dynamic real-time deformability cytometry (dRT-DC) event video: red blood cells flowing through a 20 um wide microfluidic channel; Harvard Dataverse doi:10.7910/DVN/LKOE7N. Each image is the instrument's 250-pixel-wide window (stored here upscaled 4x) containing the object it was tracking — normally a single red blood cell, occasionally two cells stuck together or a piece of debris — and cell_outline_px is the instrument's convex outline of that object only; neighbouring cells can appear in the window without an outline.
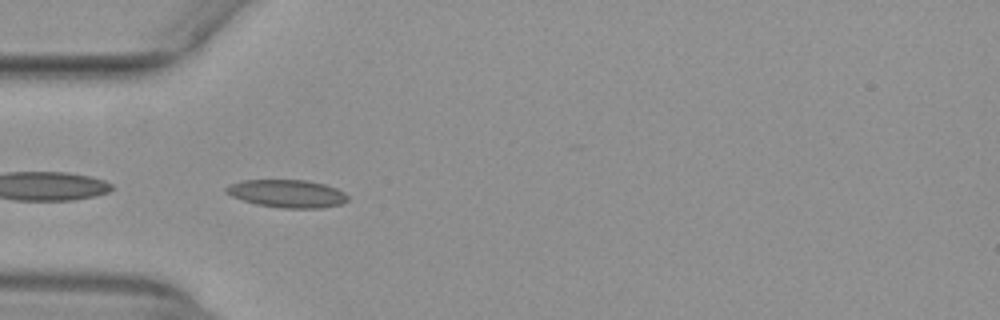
{"species": "common noctule bat (a hibernating species)", "species_latin": "Nyctalus noctula", "temperature_condition": "warm", "stored_images_in_passage": 37, "camera_frame_rate_fps": 3000, "um_per_image_px": 0.085, "animal": {"sex": "female", "body_mass_g": 29.2, "forearm_length_mm": 56.3}, "frame": {"image": 1, "passage_image": 1, "time_ms": 0.0, "image_size_px": [1000, 320], "cell_outline_px": [[348, 200], [344, 204], [320, 208], [284, 208], [256, 204], [232, 196], [224, 192], [224, 188], [240, 180], [308, 180], [324, 184], [336, 188], [344, 192], [348, 196]], "centroid_in_image_um": [24.43, 16.45], "position_along_channel_um": 60.6, "area_um2": 19.77}}
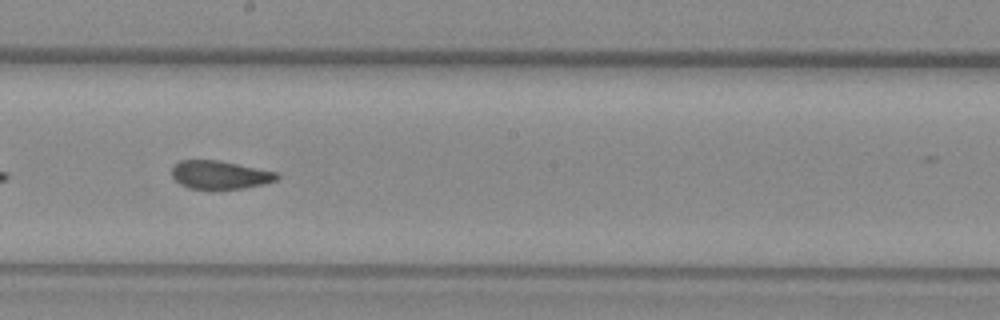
{"frame": {"image": 2, "passage_image": 14, "time_ms": 4.333, "image_size_px": [1000, 320], "cell_outline_px": [[280, 176], [276, 180], [264, 184], [244, 188], [188, 188], [180, 184], [172, 176], [172, 168], [180, 160], [216, 160], [276, 172]], "centroid_in_image_um": [18.68, 14.86], "position_along_channel_um": 229.5, "area_um2": 16.94}}
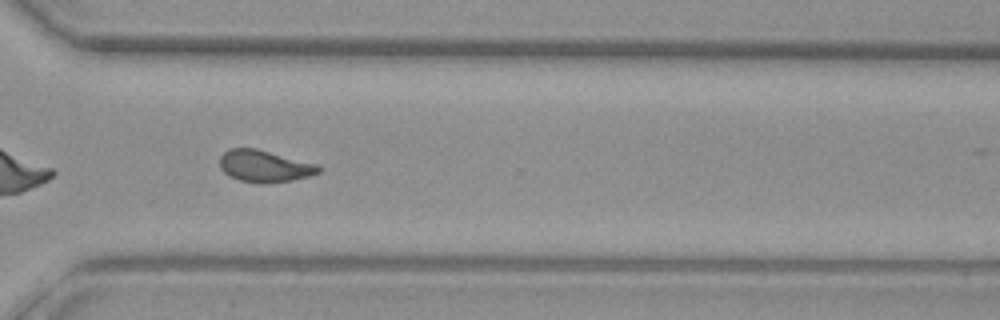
{"frame": {"image": 3, "passage_image": 23, "time_ms": 7.333, "image_size_px": [1000, 320], "cell_outline_px": [[320, 172], [308, 176], [292, 180], [260, 184], [240, 180], [224, 172], [220, 168], [220, 156], [228, 148], [256, 148], [320, 164]], "centroid_in_image_um": [22.5, 14.11], "position_along_channel_um": 348.1, "area_um2": 18.44}, "authors_computed_cell_mechanics": {"area_um2": 18.2648, "velocity_mm_per_s": 3.9568, "shape_relaxation_time_tau1_ms": null, "shape_relaxation_time_tau2_ms": 1.378, "deformation_change_tau1": null, "deformation_change_tau2": 0.0791}}